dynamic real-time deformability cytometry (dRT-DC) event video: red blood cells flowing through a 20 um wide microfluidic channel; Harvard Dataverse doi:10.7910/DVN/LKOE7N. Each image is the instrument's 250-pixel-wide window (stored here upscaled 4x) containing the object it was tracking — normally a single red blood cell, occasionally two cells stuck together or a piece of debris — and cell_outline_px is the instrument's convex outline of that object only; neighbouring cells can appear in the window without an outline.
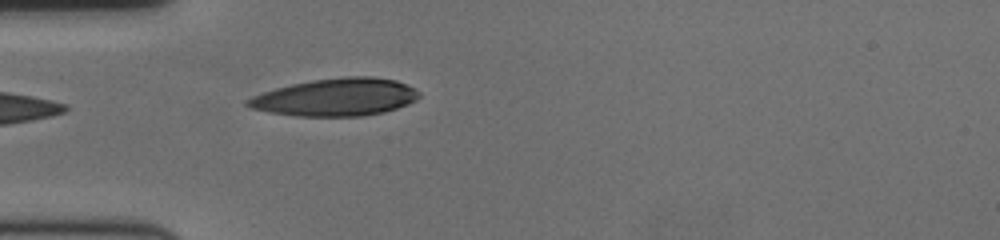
{"species": "human", "species_latin": "Homo sapiens", "temperature_condition": "cold", "stored_images_in_passage": 25, "camera_frame_rate_fps": 3000, "um_per_image_px": 0.085, "donor": {"sex": "female"}, "frame": {"image": 1, "passage_image": 1, "time_ms": 0.0, "image_size_px": [1000, 240], "cell_outline_px": [[420, 96], [416, 100], [408, 104], [384, 112], [360, 116], [300, 116], [272, 112], [248, 108], [244, 104], [244, 100], [252, 96], [276, 88], [292, 84], [312, 80], [344, 76], [372, 76], [396, 80], [408, 84], [420, 92]], "centroid_in_image_um": [28.56, 8.25], "position_along_channel_um": 56.4, "area_um2": 37.63}}
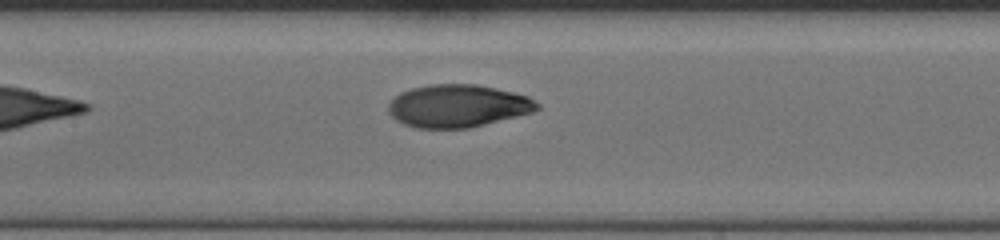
{"frame": {"image": 2, "passage_image": 11, "time_ms": 3.333, "image_size_px": [1000, 240], "cell_outline_px": [[540, 108], [532, 112], [468, 128], [416, 128], [404, 124], [396, 120], [388, 112], [388, 104], [400, 92], [412, 88], [432, 84], [476, 84], [496, 88], [528, 96], [540, 104]], "centroid_in_image_um": [38.9, 9.0], "position_along_channel_um": 168.5, "area_um2": 36.82}}
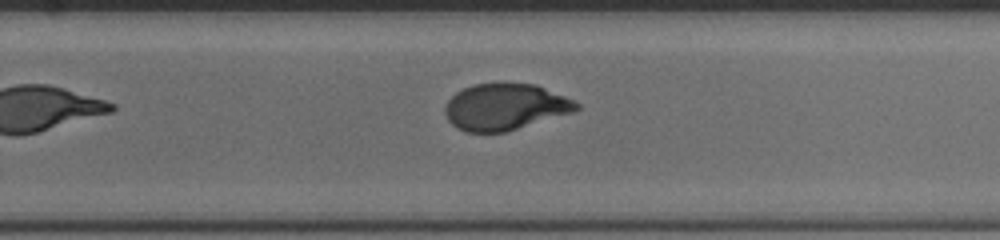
{"frame": {"image": 3, "passage_image": 21, "time_ms": 6.667, "image_size_px": [1000, 240], "cell_outline_px": [[580, 108], [572, 112], [504, 132], [468, 132], [456, 128], [448, 120], [444, 112], [444, 108], [448, 100], [456, 92], [472, 84], [504, 80], [536, 84], [564, 96], [580, 104]], "centroid_in_image_um": [42.89, 9.03], "position_along_channel_um": 286.9, "area_um2": 36.01}}